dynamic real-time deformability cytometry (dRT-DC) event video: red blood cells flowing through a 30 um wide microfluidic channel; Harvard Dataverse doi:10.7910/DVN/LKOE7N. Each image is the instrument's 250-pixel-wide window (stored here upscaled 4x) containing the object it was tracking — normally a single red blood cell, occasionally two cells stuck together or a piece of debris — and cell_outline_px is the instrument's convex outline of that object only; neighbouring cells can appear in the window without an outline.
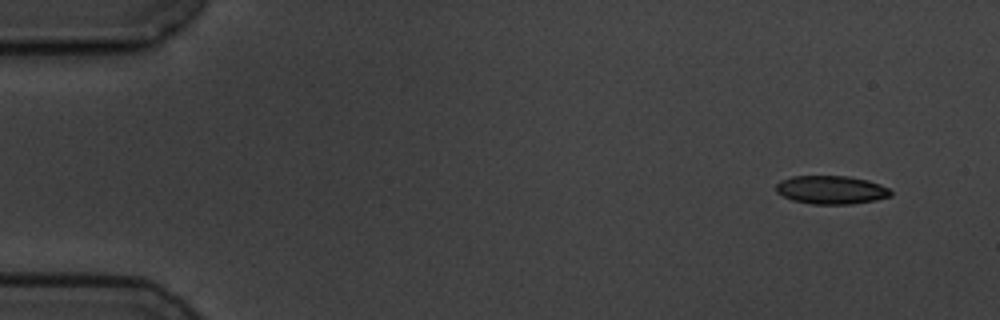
{"species": "common noctule bat (a hibernating species)", "species_latin": "Nyctalus noctula", "temperature_condition": "cold", "stored_images_in_passage": 4, "camera_frame_rate_fps": 3000, "um_per_image_px": 0.085, "animal": {"sex": "male", "body_mass_g": 19.5, "forearm_length_mm": 54.6}, "frame": {"image": 1, "passage_image": 1, "time_ms": 0.0, "image_size_px": [1000, 320], "cell_outline_px": [[892, 196], [876, 200], [852, 204], [812, 204], [792, 200], [776, 192], [776, 184], [780, 180], [792, 176], [848, 176], [868, 180], [880, 184], [888, 188], [892, 192]], "centroid_in_image_um": [70.66, 16.14], "position_along_channel_um": 14.3, "area_um2": 19.07}}